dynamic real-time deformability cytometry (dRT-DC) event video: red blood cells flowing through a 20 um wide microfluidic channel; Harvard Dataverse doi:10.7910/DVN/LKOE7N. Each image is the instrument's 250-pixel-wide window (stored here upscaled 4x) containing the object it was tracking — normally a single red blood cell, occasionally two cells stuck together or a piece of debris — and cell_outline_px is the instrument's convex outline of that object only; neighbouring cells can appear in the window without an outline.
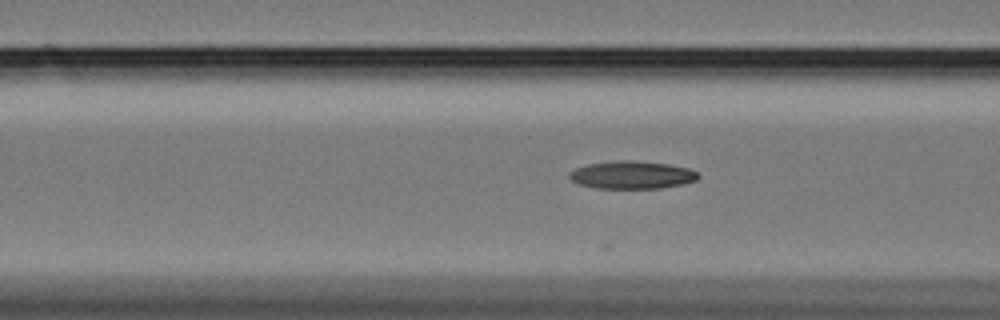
{"species": "Egyptian fruit bat (a non-hibernating species)", "species_latin": "Rousettus aegyptiacus", "temperature_condition": "cold", "stored_images_in_passage": 18, "camera_frame_rate_fps": 3000, "um_per_image_px": 0.085, "animal": {"sex": "female"}, "frame": {"image": 1, "passage_image": 5, "time_ms": 1.333, "image_size_px": [1000, 320], "cell_outline_px": [[700, 176], [696, 180], [684, 184], [660, 188], [596, 188], [580, 184], [572, 180], [568, 176], [568, 172], [576, 168], [588, 164], [616, 160], [632, 160], [668, 164], [688, 168], [696, 172]], "centroid_in_image_um": [53.71, 14.86], "position_along_channel_um": 112.9, "area_um2": 20.81}}
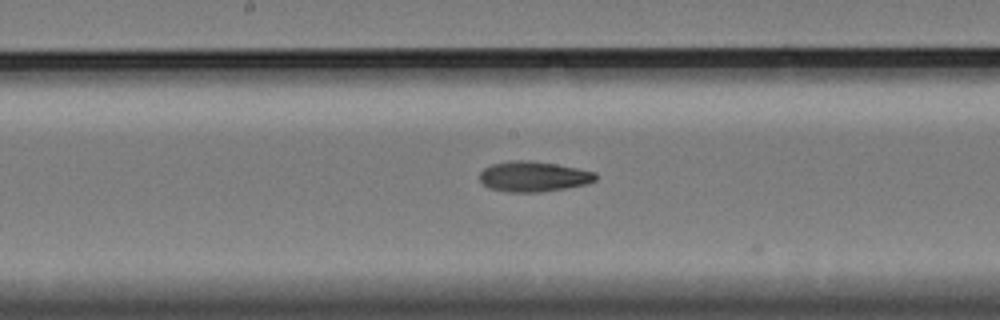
{"frame": {"image": 2, "passage_image": 13, "time_ms": 4.0, "image_size_px": [1000, 320], "cell_outline_px": [[596, 180], [584, 184], [564, 188], [540, 192], [508, 192], [492, 188], [484, 184], [480, 180], [480, 172], [484, 168], [492, 164], [512, 160], [528, 160], [556, 164], [596, 172]], "centroid_in_image_um": [45.33, 14.99], "position_along_channel_um": 202.9, "area_um2": 20.23}}
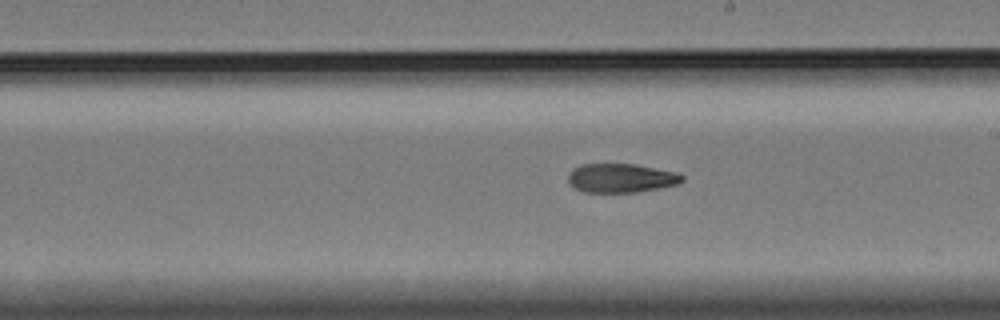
{"frame": {"image": 3, "passage_image": 16, "time_ms": 5.0, "image_size_px": [1000, 320], "cell_outline_px": [[684, 180], [676, 184], [660, 188], [636, 192], [584, 192], [568, 184], [568, 176], [572, 168], [580, 164], [636, 164], [680, 172], [684, 176]], "centroid_in_image_um": [52.8, 15.12], "position_along_channel_um": 236.2, "area_um2": 19.48}}